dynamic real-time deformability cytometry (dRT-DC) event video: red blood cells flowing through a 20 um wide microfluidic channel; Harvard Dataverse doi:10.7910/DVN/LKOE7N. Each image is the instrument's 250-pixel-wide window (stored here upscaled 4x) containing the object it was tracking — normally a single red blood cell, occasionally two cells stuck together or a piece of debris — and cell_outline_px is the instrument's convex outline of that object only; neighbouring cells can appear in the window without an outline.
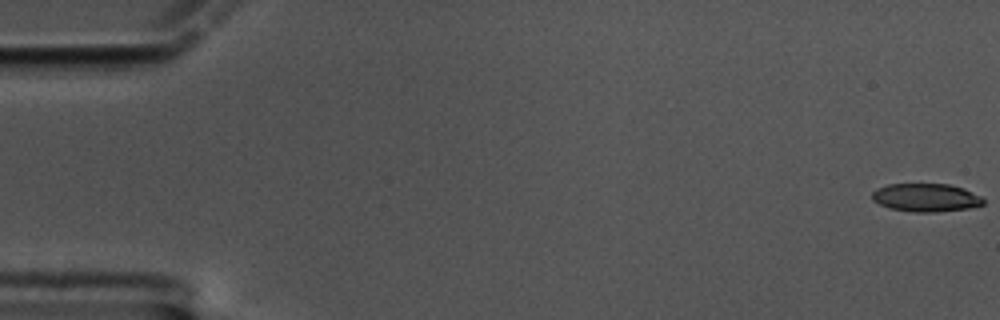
{"species": "common noctule bat (a hibernating species)", "species_latin": "Nyctalus noctula", "temperature_condition": "cold", "stored_images_in_passage": 61, "camera_frame_rate_fps": 3000, "um_per_image_px": 0.085, "animal": {"sex": "male", "body_mass_g": 17.5, "forearm_length_mm": 52.3}, "frame": {"image": 1, "passage_image": 1, "time_ms": 0.0, "image_size_px": [1000, 320], "cell_outline_px": [[984, 204], [968, 208], [936, 212], [912, 212], [888, 208], [872, 200], [872, 192], [876, 188], [888, 184], [948, 184], [964, 188], [980, 196], [984, 200]], "centroid_in_image_um": [78.68, 16.79], "position_along_channel_um": 6.3, "area_um2": 18.32}}
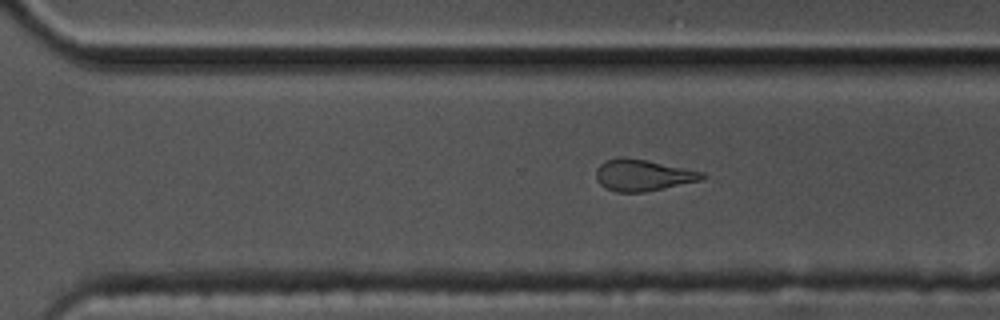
{"frame": {"image": 2, "passage_image": 42, "time_ms": 13.667, "image_size_px": [1000, 320], "cell_outline_px": [[708, 176], [704, 180], [644, 192], [616, 192], [604, 188], [596, 180], [596, 168], [600, 164], [608, 160], [620, 156], [644, 160], [704, 172]], "centroid_in_image_um": [54.64, 14.9], "position_along_channel_um": 316.0, "area_um2": 19.48}}
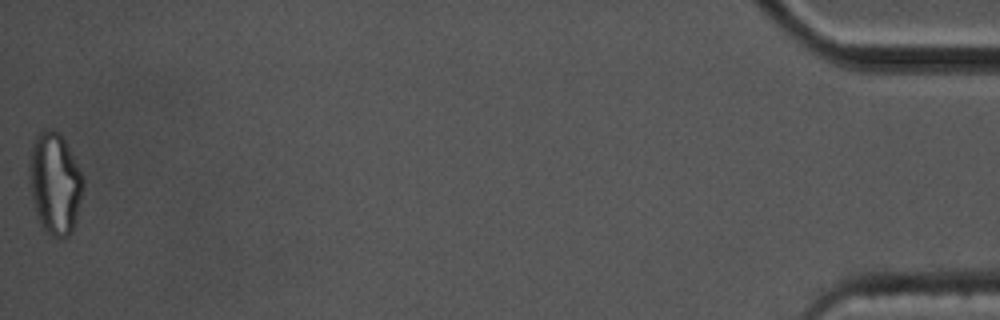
{"frame": {"image": 3, "passage_image": 61, "time_ms": 20.0, "image_size_px": [1000, 320], "cell_outline_px": [[84, 184], [72, 232], [68, 236], [52, 236], [40, 224], [36, 216], [28, 184], [28, 164], [32, 140], [44, 128], [52, 128], [64, 136], [84, 176]], "centroid_in_image_um": [4.64, 15.5], "position_along_channel_um": 430.6, "area_um2": 32.54}, "authors_computed_cell_mechanics": {"area_um2": 20.1144, "velocity_mm_per_s": 3.3426, "shape_relaxation_time_tau1_ms": null, "shape_relaxation_time_tau2_ms": 2.7211, "deformation_change_tau1": null, "deformation_change_tau2": 0.0972}}